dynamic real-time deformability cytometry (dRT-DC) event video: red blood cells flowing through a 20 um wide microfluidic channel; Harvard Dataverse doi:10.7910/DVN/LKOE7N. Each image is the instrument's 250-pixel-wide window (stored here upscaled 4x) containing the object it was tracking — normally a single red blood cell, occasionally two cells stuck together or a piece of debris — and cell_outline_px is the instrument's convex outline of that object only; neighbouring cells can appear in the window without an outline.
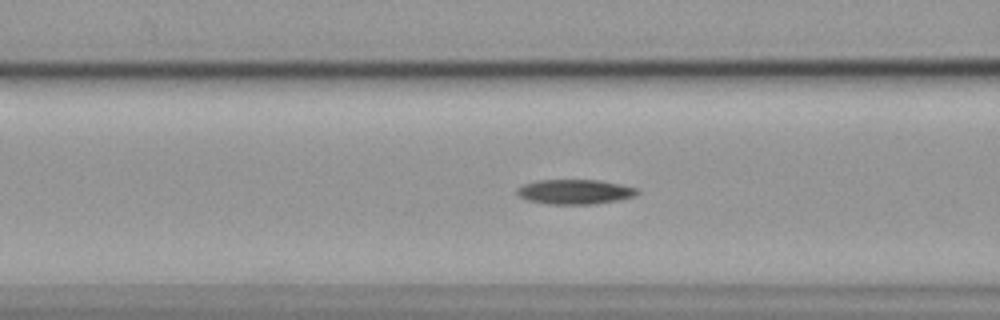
{"species": "common noctule bat (a hibernating species)", "species_latin": "Nyctalus noctula", "temperature_condition": "cold", "stored_images_in_passage": 56, "segment_of_instrument_passage": [1, 2], "camera_frame_rate_fps": 3000, "um_per_image_px": 0.085, "animal": {"sex": "female", "body_mass_g": 19.9}, "frame": {"image": 1, "passage_image": 21, "time_ms": 6.667, "image_size_px": [1000, 320], "cell_outline_px": [[640, 192], [636, 196], [620, 200], [596, 204], [548, 204], [528, 200], [520, 196], [516, 192], [516, 188], [524, 184], [536, 180], [600, 180], [620, 184], [636, 188]], "centroid_in_image_um": [48.89, 16.3], "position_along_channel_um": 117.7, "area_um2": 17.46}}
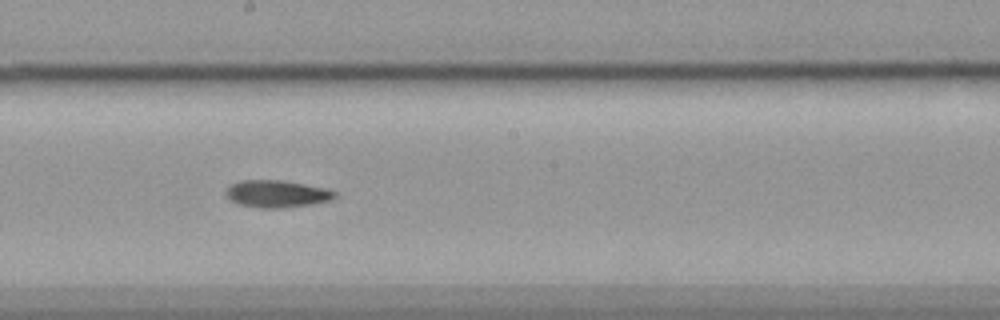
{"frame": {"image": 2, "passage_image": 30, "time_ms": 9.667, "image_size_px": [1000, 320], "cell_outline_px": [[336, 196], [332, 200], [312, 204], [284, 208], [260, 208], [240, 204], [232, 200], [224, 192], [232, 184], [240, 180], [280, 180], [328, 188], [336, 192]], "centroid_in_image_um": [23.57, 16.47], "position_along_channel_um": 224.6, "area_um2": 17.22}}
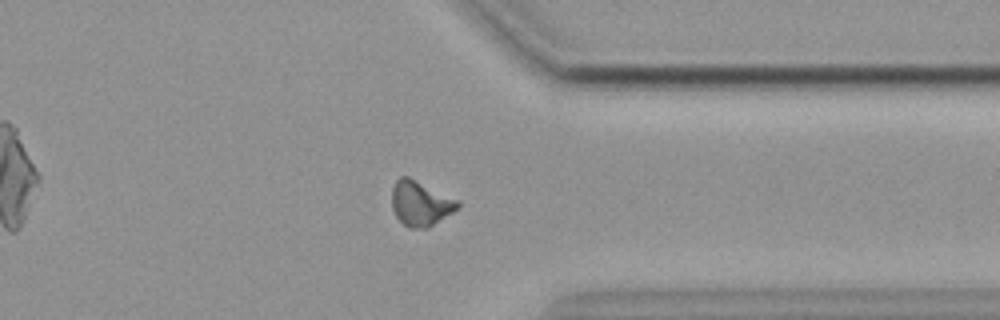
{"frame": {"image": 3, "passage_image": 43, "time_ms": 14.0, "image_size_px": [1000, 320], "cell_outline_px": [[460, 204], [452, 212], [428, 228], [408, 228], [396, 216], [392, 208], [392, 188], [396, 180], [400, 176], [408, 176], [460, 200]], "centroid_in_image_um": [35.73, 17.27], "position_along_channel_um": 375.7, "area_um2": 17.22}}